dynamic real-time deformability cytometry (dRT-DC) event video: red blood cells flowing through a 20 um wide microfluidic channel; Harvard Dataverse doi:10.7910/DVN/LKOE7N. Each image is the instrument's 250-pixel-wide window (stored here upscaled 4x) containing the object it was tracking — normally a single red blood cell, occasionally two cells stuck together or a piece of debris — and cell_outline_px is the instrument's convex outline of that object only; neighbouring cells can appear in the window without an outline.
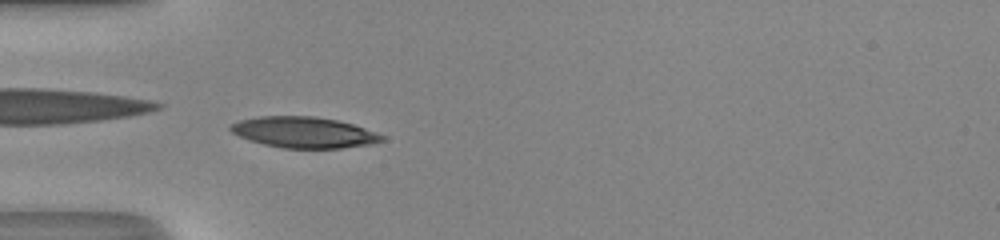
{"species": "human", "species_latin": "Homo sapiens", "temperature_condition": "room temperature", "stored_images_in_passage": 50, "camera_frame_rate_fps": 3000, "um_per_image_px": 0.085, "donor": {"sex": "male"}, "frame": {"image": 1, "passage_image": 16, "time_ms": 5.0, "image_size_px": [1000, 240], "cell_outline_px": [[384, 140], [372, 144], [340, 148], [284, 148], [264, 144], [248, 140], [232, 132], [228, 128], [232, 124], [240, 120], [260, 116], [316, 116], [336, 120], [352, 124], [376, 132], [384, 136]], "centroid_in_image_um": [25.83, 11.25], "position_along_channel_um": 59.2, "area_um2": 27.17}}
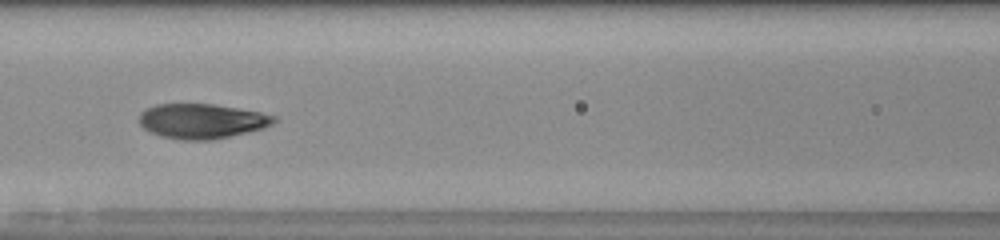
{"frame": {"image": 2, "passage_image": 23, "time_ms": 7.333, "image_size_px": [1000, 240], "cell_outline_px": [[276, 120], [272, 124], [264, 128], [248, 132], [212, 140], [180, 140], [160, 136], [144, 128], [140, 124], [140, 112], [156, 104], [212, 104], [260, 112], [276, 116]], "centroid_in_image_um": [17.16, 10.3], "position_along_channel_um": 149.4, "area_um2": 27.22}}
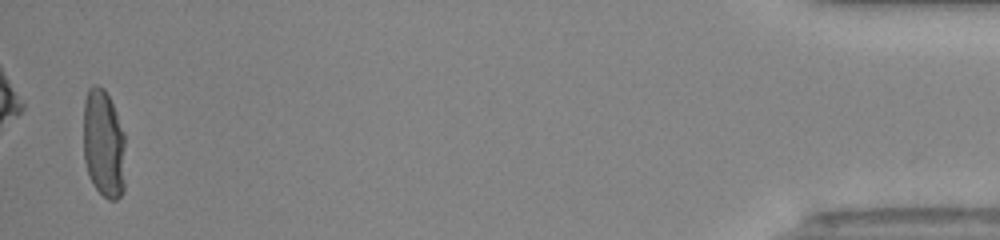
{"frame": {"image": 3, "passage_image": 49, "time_ms": 16.0, "image_size_px": [1000, 240], "cell_outline_px": [[124, 192], [116, 200], [108, 200], [92, 184], [88, 176], [84, 160], [84, 100], [88, 88], [92, 84], [96, 84], [104, 88], [116, 112], [124, 132]], "centroid_in_image_um": [8.8, 12.23], "position_along_channel_um": 426.4, "area_um2": 26.82}, "authors_computed_cell_mechanics": {"area_um2": 26.4146, "velocity_mm_per_s": 4.2051, "shape_relaxation_time_tau1_ms": 4.2284, "shape_relaxation_time_tau2_ms": null, "deformation_change_tau1": 0.236, "deformation_change_tau2": null}}